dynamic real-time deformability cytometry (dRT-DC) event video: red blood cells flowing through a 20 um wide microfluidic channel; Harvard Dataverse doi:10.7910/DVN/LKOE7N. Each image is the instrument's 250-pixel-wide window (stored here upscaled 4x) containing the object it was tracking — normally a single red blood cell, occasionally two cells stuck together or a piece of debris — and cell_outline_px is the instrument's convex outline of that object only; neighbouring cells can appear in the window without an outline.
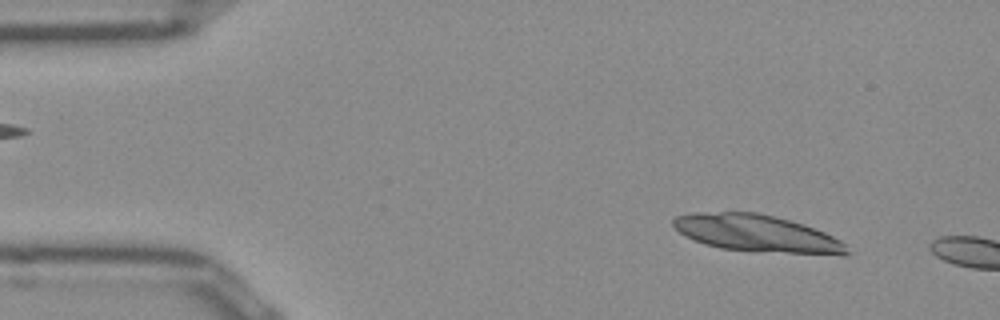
{"species": "Egyptian fruit bat (a non-hibernating species)", "species_latin": "Rousettus aegyptiacus", "temperature_condition": "room temperature", "stored_images_in_passage": 4, "camera_frame_rate_fps": 3000, "um_per_image_px": 0.085, "frame": {"image": 1, "passage_image": 1, "time_ms": 0.0, "image_size_px": [1000, 320], "cell_outline_px": [[848, 252], [844, 256], [756, 252], [720, 248], [704, 244], [680, 232], [672, 224], [672, 220], [676, 216], [696, 212], [756, 212], [804, 224], [824, 232], [840, 240], [844, 244]], "centroid_in_image_um": [64.37, 19.86], "position_along_channel_um": 20.6, "area_um2": 37.63}}